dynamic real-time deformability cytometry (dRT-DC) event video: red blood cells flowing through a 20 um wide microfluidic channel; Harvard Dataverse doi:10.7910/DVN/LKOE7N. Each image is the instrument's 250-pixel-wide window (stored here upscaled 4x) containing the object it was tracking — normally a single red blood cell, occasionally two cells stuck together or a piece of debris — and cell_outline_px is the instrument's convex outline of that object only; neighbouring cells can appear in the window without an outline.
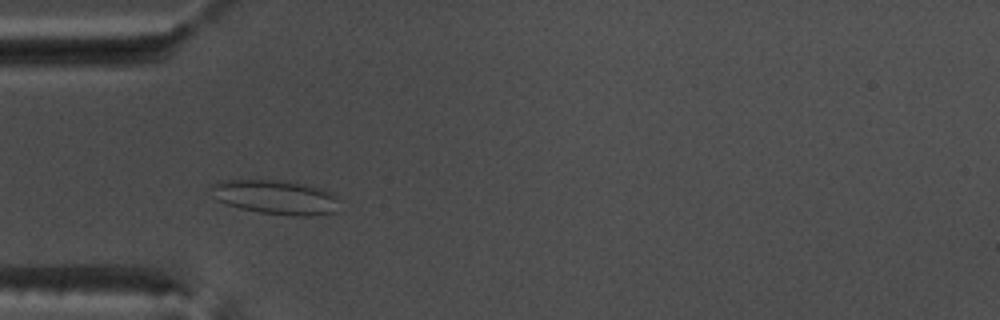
{"species": "common noctule bat (a hibernating species)", "species_latin": "Nyctalus noctula", "temperature_condition": "warm", "stored_images_in_passage": 48, "camera_frame_rate_fps": 3000, "um_per_image_px": 0.085, "animal": {"sex": "male", "body_mass_g": 17.5, "forearm_length_mm": 52.3}, "frame": {"image": 1, "passage_image": 11, "time_ms": 3.333, "image_size_px": [1000, 320], "cell_outline_px": [[336, 212], [312, 216], [292, 216], [260, 212], [240, 208], [224, 204], [216, 200], [208, 188], [208, 184], [220, 180], [284, 180], [324, 188], [332, 192], [336, 196]], "centroid_in_image_um": [23.37, 16.74], "position_along_channel_um": 61.6, "area_um2": 26.07}}
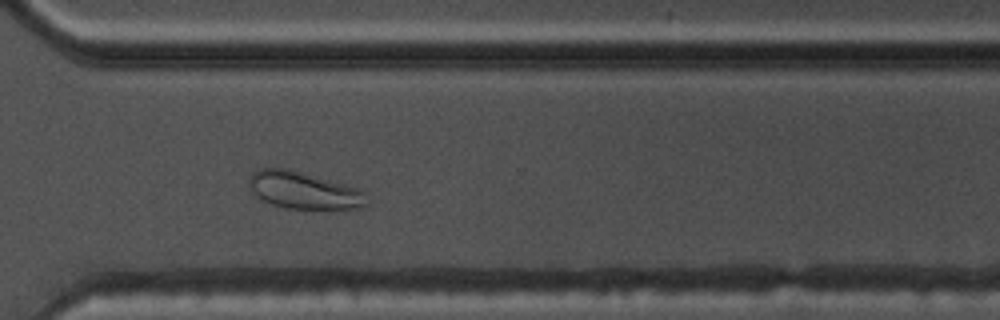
{"frame": {"image": 2, "passage_image": 34, "time_ms": 11.0, "image_size_px": [1000, 320], "cell_outline_px": [[368, 204], [364, 208], [288, 208], [272, 204], [264, 200], [252, 192], [248, 184], [248, 180], [252, 172], [260, 168], [288, 168], [360, 188], [364, 192]], "centroid_in_image_um": [25.82, 16.16], "position_along_channel_um": 344.8, "area_um2": 25.37}}
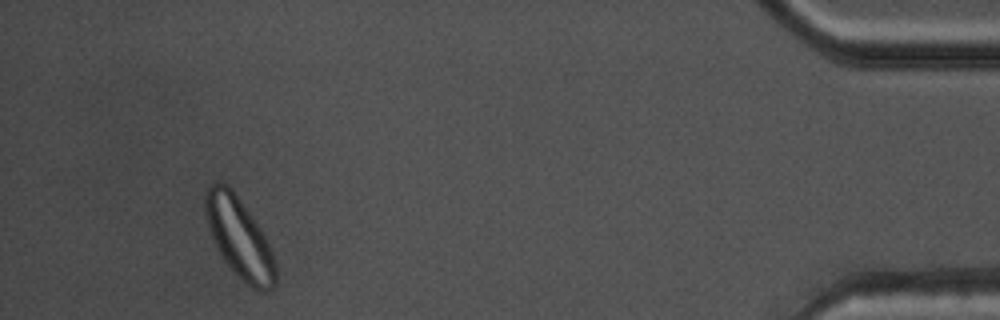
{"frame": {"image": 3, "passage_image": 45, "time_ms": 14.667, "image_size_px": [1000, 320], "cell_outline_px": [[276, 284], [272, 288], [264, 292], [260, 292], [252, 288], [224, 260], [208, 228], [204, 212], [204, 192], [212, 184], [220, 180], [228, 184], [232, 188], [252, 216], [260, 228], [272, 252], [276, 264]], "centroid_in_image_um": [20.33, 20.16], "position_along_channel_um": 414.9, "area_um2": 32.66}, "authors_computed_cell_mechanics": {"area_um2": 26.6747, "velocity_mm_per_s": 3.7241, "shape_relaxation_time_tau1_ms": null, "shape_relaxation_time_tau2_ms": 1.079, "deformation_change_tau1": null, "deformation_change_tau2": 0.0668}}